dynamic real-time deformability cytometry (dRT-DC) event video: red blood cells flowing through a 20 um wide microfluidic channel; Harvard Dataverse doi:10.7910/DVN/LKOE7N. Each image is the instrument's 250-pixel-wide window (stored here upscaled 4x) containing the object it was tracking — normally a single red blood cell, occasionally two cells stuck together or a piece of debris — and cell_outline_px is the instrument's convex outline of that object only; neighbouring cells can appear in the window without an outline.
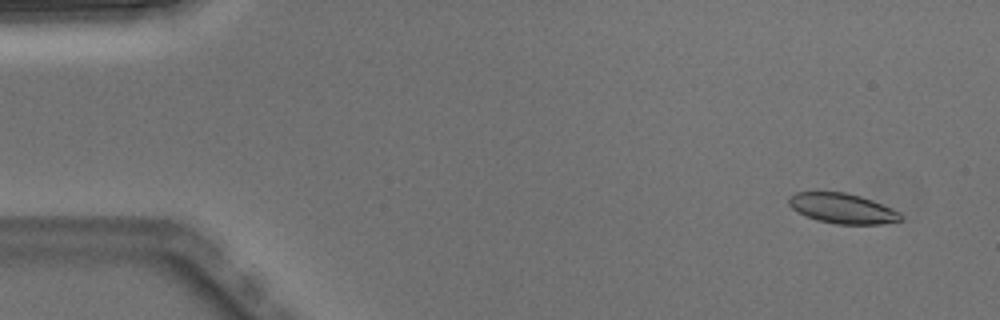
{"species": "Egyptian fruit bat (a non-hibernating species)", "species_latin": "Rousettus aegyptiacus", "temperature_condition": "warm", "stored_images_in_passage": 5, "segment_of_instrument_passage": [1, 2], "camera_frame_rate_fps": 3000, "um_per_image_px": 0.085, "animal": {"sex": "male"}, "frame": {"image": 1, "passage_image": 1, "time_ms": 0.0, "image_size_px": [1000, 320], "cell_outline_px": [[904, 216], [900, 220], [880, 224], [836, 224], [816, 220], [796, 212], [788, 204], [788, 196], [796, 192], [844, 192], [860, 196], [872, 200], [892, 208], [900, 212]], "centroid_in_image_um": [71.58, 17.71], "position_along_channel_um": 13.4, "area_um2": 19.71}}
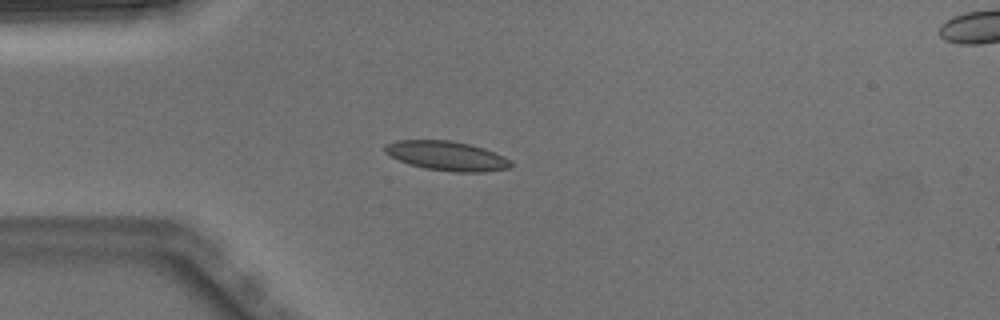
{"frame": {"image": 2, "passage_image": 4, "time_ms": 1.0, "image_size_px": [1000, 320], "cell_outline_px": [[512, 168], [484, 172], [452, 172], [424, 168], [408, 164], [384, 152], [384, 144], [396, 140], [452, 140], [484, 148], [504, 156], [512, 160]], "centroid_in_image_um": [38.0, 13.25], "position_along_channel_um": 47.0, "area_um2": 21.79}}